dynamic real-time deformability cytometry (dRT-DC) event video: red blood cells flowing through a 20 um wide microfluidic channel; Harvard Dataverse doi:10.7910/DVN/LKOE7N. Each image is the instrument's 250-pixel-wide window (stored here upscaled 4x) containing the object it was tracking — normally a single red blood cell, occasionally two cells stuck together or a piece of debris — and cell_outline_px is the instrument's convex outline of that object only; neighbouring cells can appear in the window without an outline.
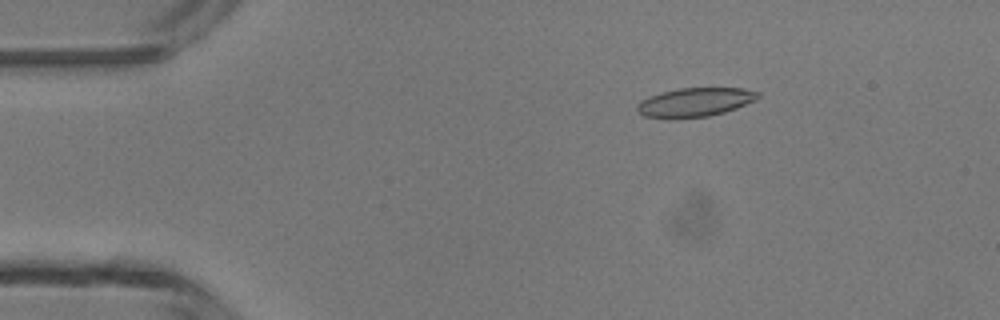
{"species": "common noctule bat (a hibernating species)", "species_latin": "Nyctalus noctula", "temperature_condition": "room temperature", "stored_images_in_passage": 7, "camera_frame_rate_fps": 3000, "um_per_image_px": 0.085, "animal": {"sex": "male", "body_mass_g": 13.3}, "frame": {"image": 1, "passage_image": 2, "time_ms": 1.0, "image_size_px": [1000, 320], "cell_outline_px": [[760, 96], [756, 100], [736, 108], [724, 112], [708, 116], [644, 116], [636, 108], [640, 100], [648, 96], [660, 92], [676, 88], [744, 88], [760, 92]], "centroid_in_image_um": [59.13, 8.64], "position_along_channel_um": 25.9, "area_um2": 19.83}}
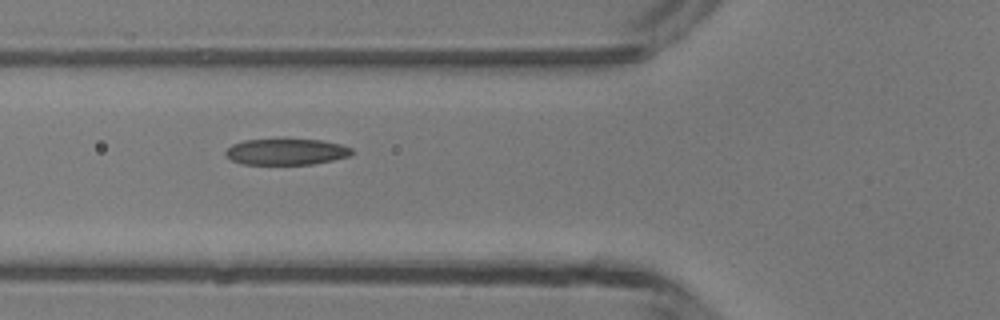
{"frame": {"image": 2, "passage_image": 5, "time_ms": 4.333, "image_size_px": [1000, 320], "cell_outline_px": [[356, 152], [352, 156], [312, 164], [244, 164], [232, 160], [224, 152], [232, 144], [244, 140], [320, 140], [340, 144], [352, 148]], "centroid_in_image_um": [24.39, 12.91], "position_along_channel_um": 101.4, "area_um2": 19.07}}
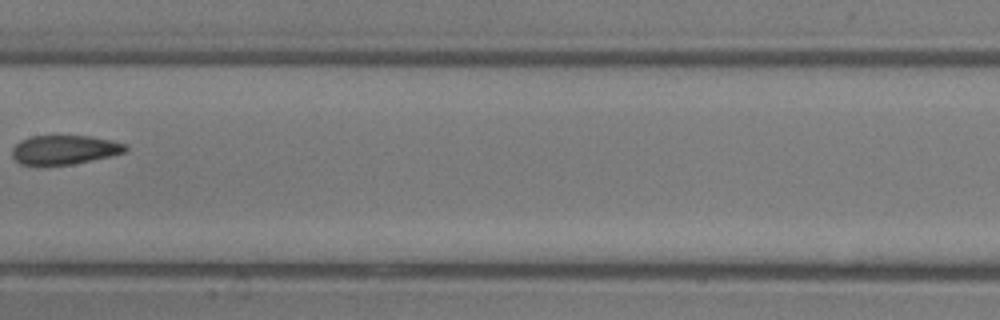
{"frame": {"image": 3, "passage_image": 7, "time_ms": 6.667, "image_size_px": [1000, 320], "cell_outline_px": [[128, 148], [124, 152], [108, 156], [72, 164], [20, 164], [12, 156], [12, 148], [20, 140], [32, 136], [92, 136], [112, 140], [124, 144]], "centroid_in_image_um": [5.46, 12.71], "position_along_channel_um": 201.9, "area_um2": 18.9}}